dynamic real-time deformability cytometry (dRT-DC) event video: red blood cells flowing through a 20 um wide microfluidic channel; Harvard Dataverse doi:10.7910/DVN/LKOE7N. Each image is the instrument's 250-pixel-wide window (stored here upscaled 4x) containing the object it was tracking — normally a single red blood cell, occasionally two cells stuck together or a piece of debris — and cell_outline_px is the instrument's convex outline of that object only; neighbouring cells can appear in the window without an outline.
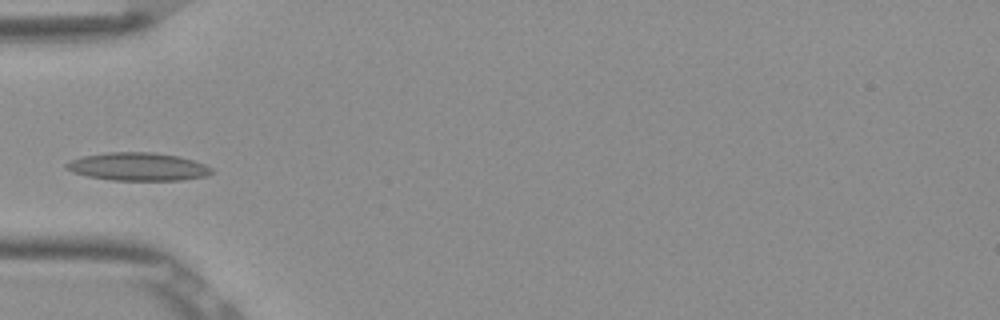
{"species": "Egyptian fruit bat (a non-hibernating species)", "species_latin": "Rousettus aegyptiacus", "temperature_condition": "room temperature", "stored_images_in_passage": 6, "camera_frame_rate_fps": 3000, "um_per_image_px": 0.085, "frame": {"image": 1, "passage_image": 5, "time_ms": 1.333, "image_size_px": [1000, 320], "cell_outline_px": [[212, 172], [208, 176], [180, 180], [112, 180], [88, 176], [72, 172], [64, 168], [64, 164], [68, 160], [80, 156], [108, 152], [152, 152], [176, 156], [192, 160], [204, 164], [212, 168]], "centroid_in_image_um": [11.66, 14.16], "position_along_channel_um": 73.3, "area_um2": 23.81}}
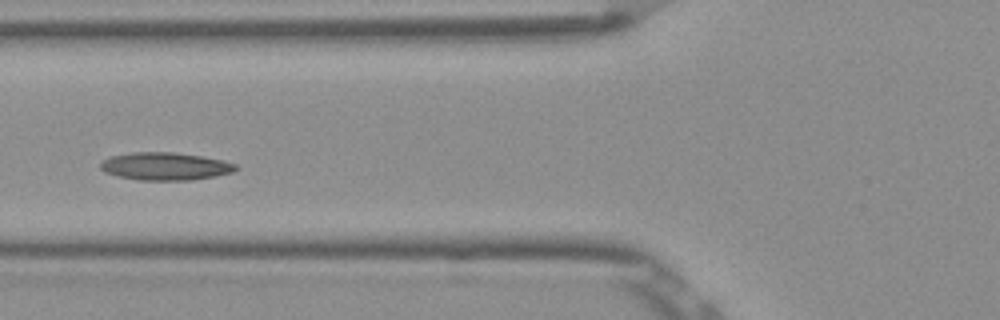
{"frame": {"image": 2, "passage_image": 6, "time_ms": 1.667, "image_size_px": [1000, 320], "cell_outline_px": [[240, 168], [232, 172], [192, 180], [140, 180], [120, 176], [104, 172], [100, 168], [100, 164], [104, 160], [112, 156], [132, 152], [172, 152], [200, 156], [224, 160], [236, 164]], "centroid_in_image_um": [14.06, 14.13], "position_along_channel_um": 111.7, "area_um2": 21.68}}